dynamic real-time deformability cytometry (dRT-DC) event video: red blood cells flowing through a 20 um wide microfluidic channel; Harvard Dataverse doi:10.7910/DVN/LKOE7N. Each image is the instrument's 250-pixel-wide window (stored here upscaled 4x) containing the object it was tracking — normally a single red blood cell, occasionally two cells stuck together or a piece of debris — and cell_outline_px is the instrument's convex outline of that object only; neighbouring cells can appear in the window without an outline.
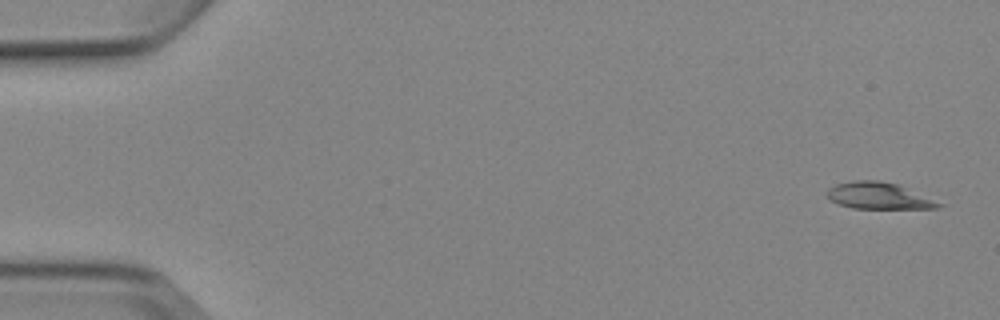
{"species": "Egyptian fruit bat (a non-hibernating species)", "species_latin": "Rousettus aegyptiacus", "temperature_condition": "cold", "stored_images_in_passage": 4, "camera_frame_rate_fps": 3000, "um_per_image_px": 0.085, "animal": {"sex": "female"}, "frame": {"image": 1, "passage_image": 1, "time_ms": 0.0, "image_size_px": [1000, 320], "cell_outline_px": [[944, 204], [940, 208], [852, 208], [840, 204], [832, 200], [828, 196], [828, 188], [836, 184], [852, 180], [880, 180], [896, 184]], "centroid_in_image_um": [74.67, 16.63], "position_along_channel_um": 10.3, "area_um2": 16.94}}
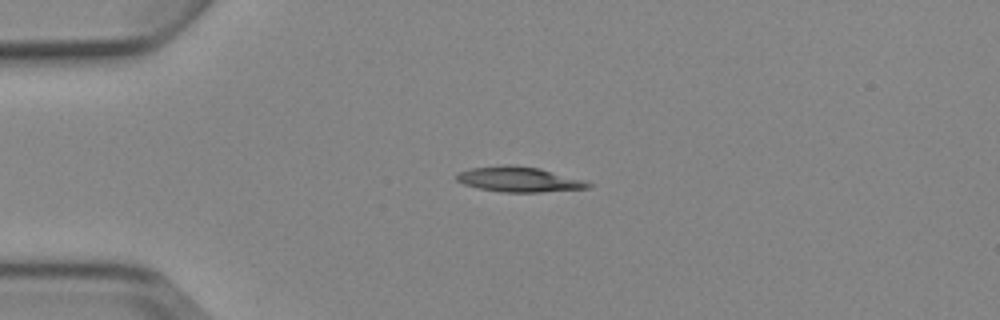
{"frame": {"image": 2, "passage_image": 4, "time_ms": 3.667, "image_size_px": [1000, 320], "cell_outline_px": [[592, 184], [588, 188], [540, 192], [504, 192], [476, 188], [464, 184], [456, 180], [456, 172], [472, 168], [504, 164], [516, 164], [540, 168], [584, 180]], "centroid_in_image_um": [44.07, 15.23], "position_along_channel_um": 40.9, "area_um2": 19.42}}